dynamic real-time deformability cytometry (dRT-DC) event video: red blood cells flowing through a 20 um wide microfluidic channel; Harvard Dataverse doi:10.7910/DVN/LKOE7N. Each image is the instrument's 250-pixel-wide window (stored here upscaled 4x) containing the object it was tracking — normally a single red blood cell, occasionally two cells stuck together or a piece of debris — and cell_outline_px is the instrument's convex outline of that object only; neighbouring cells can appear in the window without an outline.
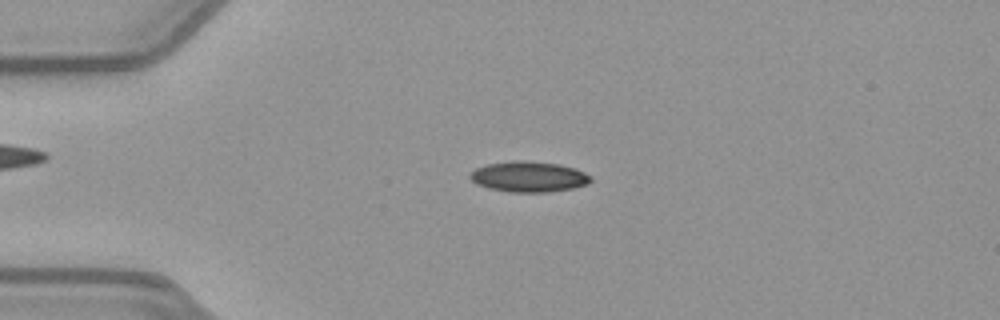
{"species": "common noctule bat (a hibernating species)", "species_latin": "Nyctalus noctula", "temperature_condition": "warm", "stored_images_in_passage": 44, "camera_frame_rate_fps": 3000, "um_per_image_px": 0.085, "animal": {"sex": "female", "body_mass_g": 21.9}, "frame": {"image": 1, "passage_image": 5, "time_ms": 1.333, "image_size_px": [1000, 320], "cell_outline_px": [[592, 180], [588, 184], [572, 188], [548, 192], [508, 192], [488, 188], [476, 184], [468, 176], [476, 168], [488, 164], [512, 160], [524, 160], [560, 164], [576, 168], [592, 176]], "centroid_in_image_um": [44.96, 15.01], "position_along_channel_um": 40.0, "area_um2": 21.68}}
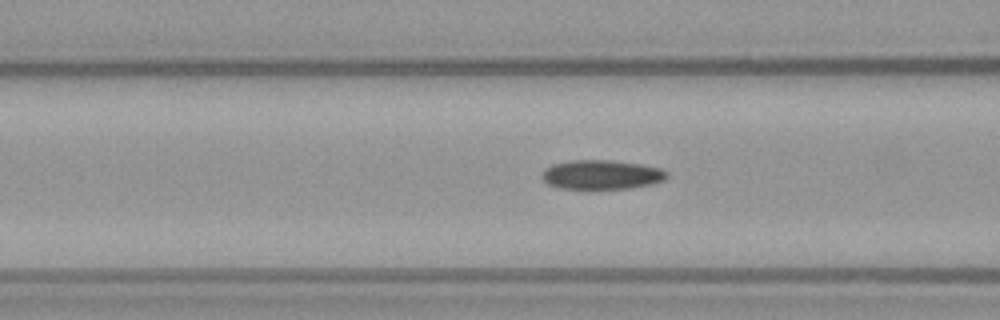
{"frame": {"image": 2, "passage_image": 13, "time_ms": 4.0, "image_size_px": [1000, 320], "cell_outline_px": [[668, 176], [664, 180], [652, 184], [628, 188], [560, 188], [548, 184], [540, 176], [544, 168], [552, 164], [572, 160], [612, 160], [640, 164], [660, 168], [668, 172]], "centroid_in_image_um": [51.12, 14.83], "position_along_channel_um": 115.5, "area_um2": 21.27}}
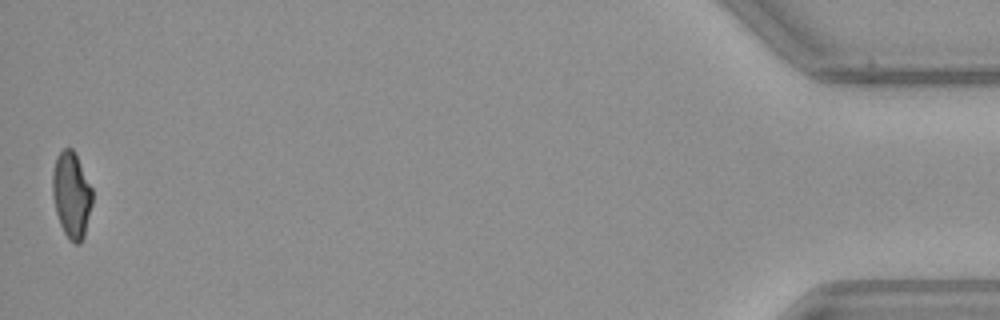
{"frame": {"image": 3, "passage_image": 44, "time_ms": 14.333, "image_size_px": [1000, 320], "cell_outline_px": [[92, 204], [84, 236], [80, 244], [76, 244], [64, 232], [60, 224], [56, 212], [52, 196], [52, 172], [56, 156], [64, 148], [72, 148], [92, 188]], "centroid_in_image_um": [6.06, 16.56], "position_along_channel_um": 429.1, "area_um2": 19.77}, "authors_computed_cell_mechanics": {"area_um2": 21.2704, "velocity_mm_per_s": 3.9715, "shape_relaxation_time_tau1_ms": null, "shape_relaxation_time_tau2_ms": 3.7488, "deformation_change_tau1": null, "deformation_change_tau2": 0.1031}}